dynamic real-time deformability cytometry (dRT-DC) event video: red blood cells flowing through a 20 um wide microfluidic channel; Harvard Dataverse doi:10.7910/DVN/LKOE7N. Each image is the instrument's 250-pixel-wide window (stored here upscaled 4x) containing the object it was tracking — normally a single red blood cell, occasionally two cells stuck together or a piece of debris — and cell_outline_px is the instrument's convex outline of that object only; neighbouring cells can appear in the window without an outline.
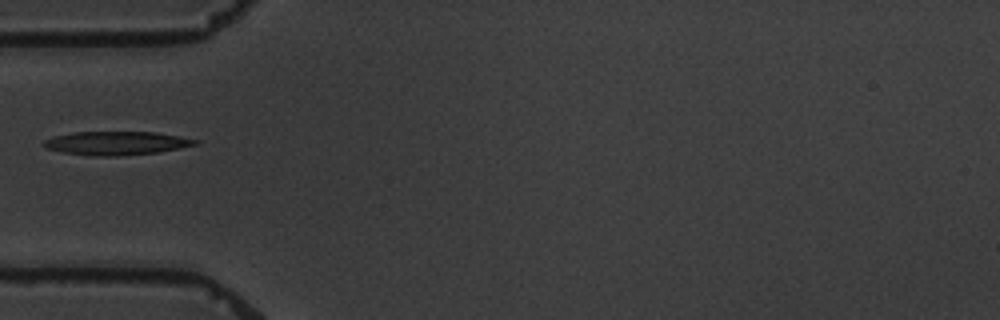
{"species": "common noctule bat (a hibernating species)", "species_latin": "Nyctalus noctula", "temperature_condition": "warm", "stored_images_in_passage": 1, "camera_frame_rate_fps": 3000, "um_per_image_px": 0.085, "animal": {"sex": "male", "body_mass_g": 19.5, "forearm_length_mm": 54.6}, "frame": {"image": 1, "passage_image": 1, "time_ms": 0.0, "image_size_px": [1000, 320], "cell_outline_px": [[200, 144], [160, 152], [116, 156], [92, 156], [64, 152], [44, 148], [40, 144], [44, 140], [52, 136], [72, 132], [156, 132], [200, 140]], "centroid_in_image_um": [9.87, 12.17], "position_along_channel_um": 75.1, "area_um2": 21.04}}